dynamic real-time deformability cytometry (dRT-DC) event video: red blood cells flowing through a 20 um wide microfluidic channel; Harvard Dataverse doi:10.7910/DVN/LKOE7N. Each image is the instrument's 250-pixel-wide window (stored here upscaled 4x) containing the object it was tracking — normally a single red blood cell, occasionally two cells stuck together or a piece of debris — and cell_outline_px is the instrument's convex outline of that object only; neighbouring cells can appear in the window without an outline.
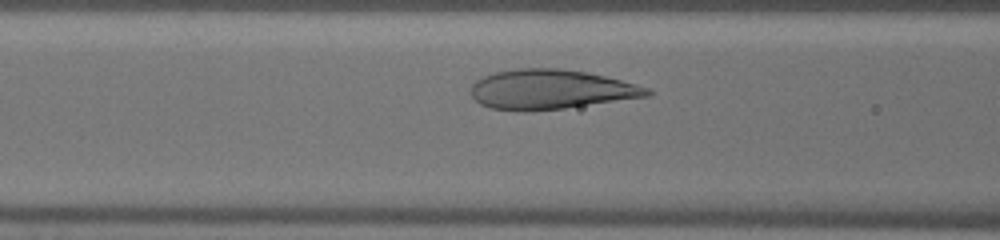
{"species": "human", "species_latin": "Homo sapiens", "temperature_condition": "warm", "stored_images_in_passage": 31, "camera_frame_rate_fps": 3000, "um_per_image_px": 0.085, "donor": {"sex": "male"}, "frame": {"image": 1, "passage_image": 12, "time_ms": 3.667, "image_size_px": [1000, 240], "cell_outline_px": [[652, 96], [564, 108], [524, 112], [488, 108], [480, 104], [472, 96], [472, 84], [476, 80], [484, 76], [496, 72], [516, 68], [560, 68], [584, 72], [604, 76], [620, 80], [648, 88], [652, 92]], "centroid_in_image_um": [46.79, 7.61], "position_along_channel_um": 119.8, "area_um2": 40.69}}
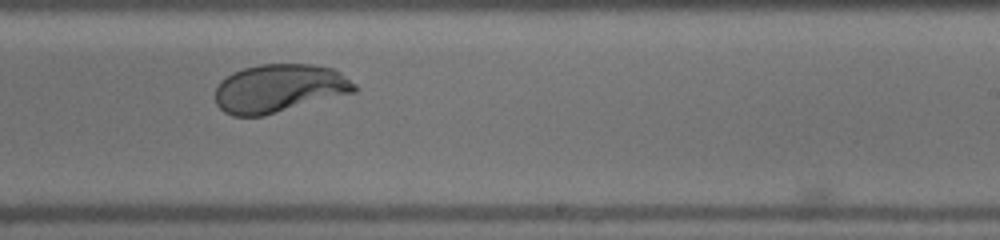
{"frame": {"image": 2, "passage_image": 22, "time_ms": 7.0, "image_size_px": [1000, 240], "cell_outline_px": [[356, 92], [264, 116], [232, 116], [224, 112], [216, 104], [216, 88], [220, 80], [232, 72], [244, 68], [260, 64], [312, 64], [332, 68], [340, 72], [356, 84]], "centroid_in_image_um": [23.73, 7.51], "position_along_channel_um": 265.3, "area_um2": 39.42}}
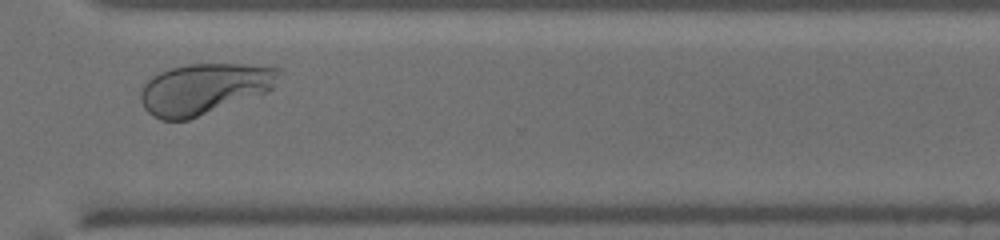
{"frame": {"image": 3, "passage_image": 28, "time_ms": 9.0, "image_size_px": [1000, 240], "cell_outline_px": [[284, 72], [272, 88], [268, 92], [188, 120], [160, 120], [152, 116], [144, 108], [140, 100], [140, 92], [144, 84], [152, 76], [160, 72], [172, 68], [188, 64], [240, 64], [280, 68]], "centroid_in_image_um": [17.36, 7.55], "position_along_channel_um": 353.2, "area_um2": 41.1}}